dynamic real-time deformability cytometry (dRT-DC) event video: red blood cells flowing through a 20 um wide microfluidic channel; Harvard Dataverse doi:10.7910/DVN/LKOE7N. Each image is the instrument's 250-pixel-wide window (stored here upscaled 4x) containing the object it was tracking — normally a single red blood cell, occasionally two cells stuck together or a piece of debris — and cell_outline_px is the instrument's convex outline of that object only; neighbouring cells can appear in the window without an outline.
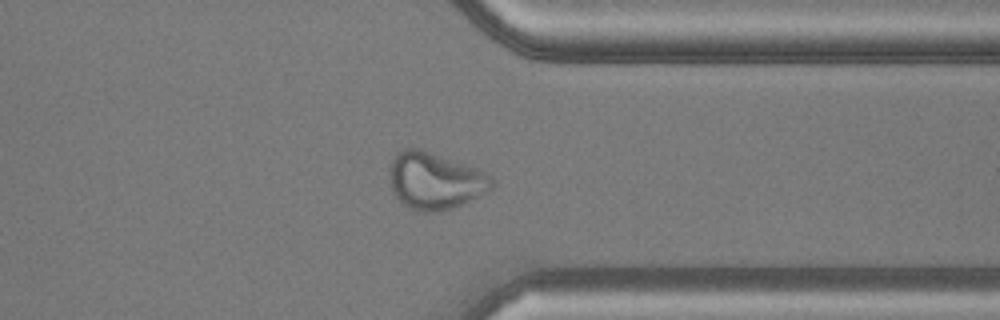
{"species": "common noctule bat (a hibernating species)", "species_latin": "Nyctalus noctula", "temperature_condition": "warm", "stored_images_in_passage": 36, "camera_frame_rate_fps": 3000, "um_per_image_px": 0.085, "animal": {"sex": "male", "body_mass_g": 20.5, "forearm_length_mm": 52.5}, "frame": {"image": 1, "passage_image": 26, "time_ms": 8.333, "image_size_px": [1000, 320], "cell_outline_px": [[492, 188], [452, 208], [432, 212], [420, 212], [404, 204], [392, 192], [388, 168], [396, 152], [404, 148], [420, 148], [480, 168], [492, 176]], "centroid_in_image_um": [36.94, 15.32], "position_along_channel_um": 374.5, "area_um2": 33.93}}
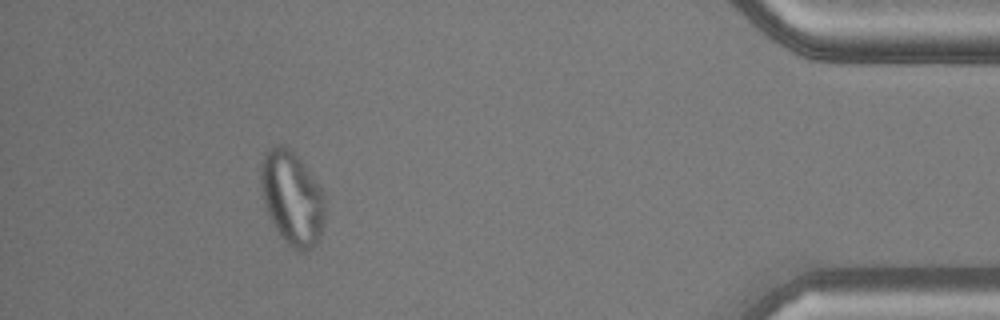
{"frame": {"image": 2, "passage_image": 32, "time_ms": 10.333, "image_size_px": [1000, 320], "cell_outline_px": [[324, 224], [320, 236], [316, 244], [312, 248], [304, 252], [296, 252], [280, 236], [264, 208], [260, 184], [260, 164], [264, 152], [268, 148], [276, 144], [280, 144], [288, 148], [308, 168], [320, 188], [324, 196]], "centroid_in_image_um": [24.79, 16.84], "position_along_channel_um": 410.4, "area_um2": 35.49}}